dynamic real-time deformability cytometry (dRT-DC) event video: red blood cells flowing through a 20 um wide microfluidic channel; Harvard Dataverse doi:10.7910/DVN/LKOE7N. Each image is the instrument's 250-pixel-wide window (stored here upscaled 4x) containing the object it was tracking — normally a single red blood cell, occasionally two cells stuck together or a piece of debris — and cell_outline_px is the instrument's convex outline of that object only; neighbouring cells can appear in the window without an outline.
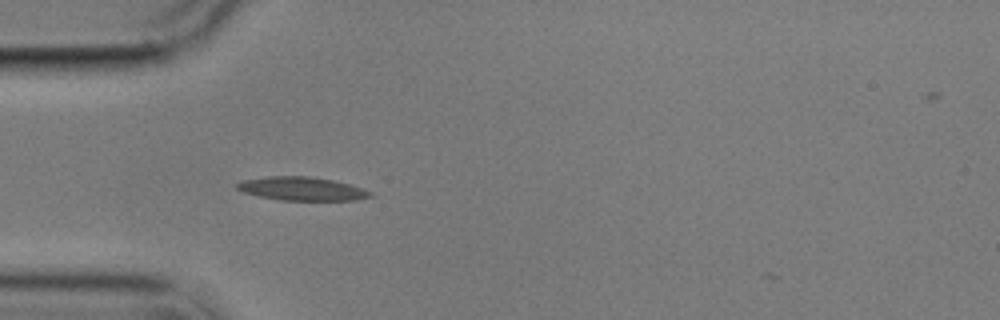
{"species": "common noctule bat (a hibernating species)", "species_latin": "Nyctalus noctula", "temperature_condition": "cold", "stored_images_in_passage": 5, "camera_frame_rate_fps": 3000, "um_per_image_px": 0.085, "animal": {"sex": "male", "body_mass_g": 17.9}, "frame": {"image": 1, "passage_image": 5, "time_ms": 4.667, "image_size_px": [1000, 320], "cell_outline_px": [[372, 196], [356, 200], [280, 200], [260, 196], [244, 192], [236, 188], [236, 184], [240, 180], [268, 176], [312, 176], [332, 180], [348, 184], [372, 192]], "centroid_in_image_um": [25.62, 16.03], "position_along_channel_um": 59.4, "area_um2": 18.15}}